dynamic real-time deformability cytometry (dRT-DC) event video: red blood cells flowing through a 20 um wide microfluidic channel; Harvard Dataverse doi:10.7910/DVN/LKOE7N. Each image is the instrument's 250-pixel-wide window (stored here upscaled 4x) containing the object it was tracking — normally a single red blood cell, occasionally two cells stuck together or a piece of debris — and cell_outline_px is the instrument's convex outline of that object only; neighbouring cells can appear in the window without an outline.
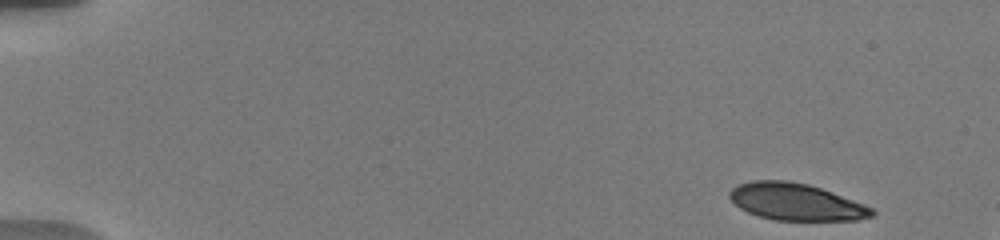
{"species": "human", "species_latin": "Homo sapiens", "temperature_condition": "warm", "stored_images_in_passage": 7, "camera_frame_rate_fps": 3000, "um_per_image_px": 0.085, "donor": {"sex": "male"}, "frame": {"image": 1, "passage_image": 1, "time_ms": 0.0, "image_size_px": [1000, 240], "cell_outline_px": [[876, 212], [872, 216], [856, 220], [772, 220], [748, 212], [740, 208], [728, 196], [728, 192], [736, 184], [752, 180], [788, 180], [808, 184], [820, 188], [864, 204], [872, 208]], "centroid_in_image_um": [67.62, 17.15], "position_along_channel_um": 17.4, "area_um2": 30.58}}